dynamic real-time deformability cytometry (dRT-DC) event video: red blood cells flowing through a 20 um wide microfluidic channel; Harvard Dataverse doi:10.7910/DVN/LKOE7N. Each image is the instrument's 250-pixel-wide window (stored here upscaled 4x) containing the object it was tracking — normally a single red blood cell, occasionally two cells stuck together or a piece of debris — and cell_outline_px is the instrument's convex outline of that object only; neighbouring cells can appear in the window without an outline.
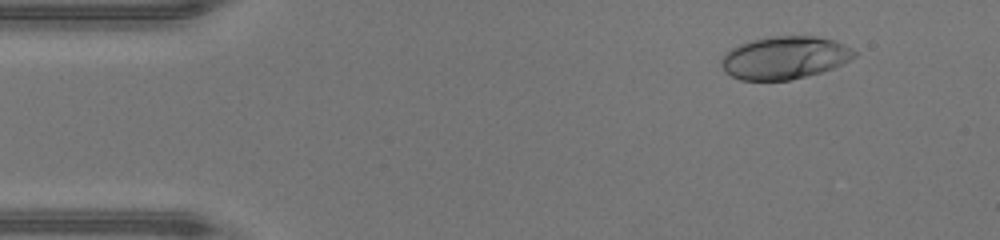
{"species": "human", "species_latin": "Homo sapiens", "temperature_condition": "warm", "stored_images_in_passage": 44, "camera_frame_rate_fps": 3000, "um_per_image_px": 0.085, "donor": {"sex": "male"}, "frame": {"image": 1, "passage_image": 2, "time_ms": 0.333, "image_size_px": [1000, 240], "cell_outline_px": [[856, 56], [832, 68], [820, 72], [788, 80], [740, 80], [724, 72], [720, 64], [720, 60], [732, 48], [740, 44], [752, 40], [776, 36], [816, 36], [832, 40], [856, 52]], "centroid_in_image_um": [66.63, 4.91], "position_along_channel_um": 18.4, "area_um2": 32.54}}
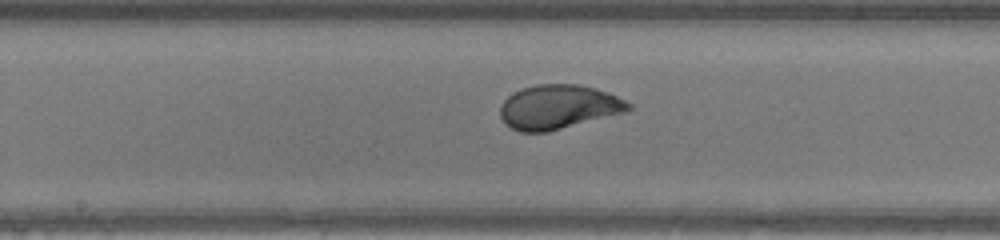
{"frame": {"image": 2, "passage_image": 21, "time_ms": 6.667, "image_size_px": [1000, 240], "cell_outline_px": [[632, 108], [628, 112], [548, 132], [520, 132], [504, 124], [500, 116], [500, 104], [508, 96], [524, 88], [536, 84], [576, 84], [608, 92], [632, 104]], "centroid_in_image_um": [47.47, 9.11], "position_along_channel_um": 200.7, "area_um2": 33.18}}
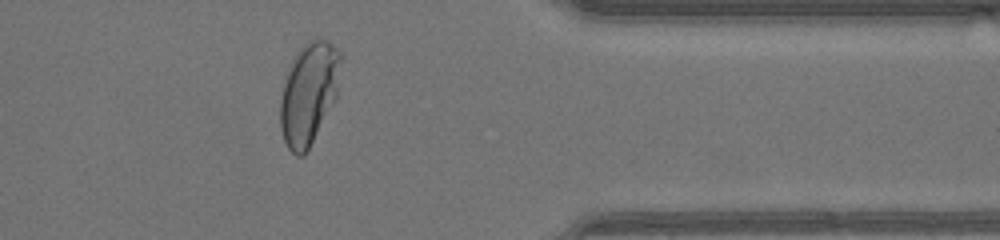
{"frame": {"image": 3, "passage_image": 35, "time_ms": 11.333, "image_size_px": [1000, 240], "cell_outline_px": [[340, 60], [336, 100], [304, 156], [296, 156], [288, 148], [284, 140], [280, 128], [280, 100], [284, 84], [292, 60], [296, 52], [308, 40], [316, 36], [328, 40], [340, 52]], "centroid_in_image_um": [26.24, 7.92], "position_along_channel_um": 385.2, "area_um2": 35.84}, "authors_computed_cell_mechanics": {"area_um2": 32.946, "velocity_mm_per_s": 4.3454, "shape_relaxation_time_tau1_ms": 3.4774, "shape_relaxation_time_tau2_ms": null, "deformation_change_tau1": 0.2177, "deformation_change_tau2": null}}